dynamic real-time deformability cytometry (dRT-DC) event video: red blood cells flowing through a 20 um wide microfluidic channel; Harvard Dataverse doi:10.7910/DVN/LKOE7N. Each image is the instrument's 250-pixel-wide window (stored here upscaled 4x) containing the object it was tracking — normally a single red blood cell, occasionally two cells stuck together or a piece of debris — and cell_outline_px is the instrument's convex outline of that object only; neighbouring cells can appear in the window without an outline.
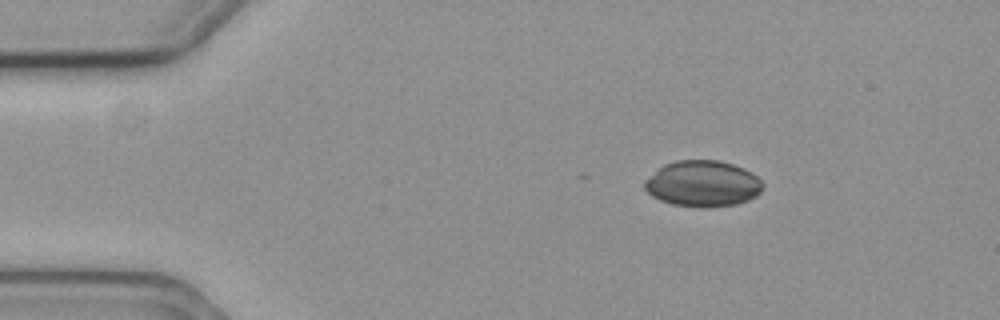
{"species": "common noctule bat (a hibernating species)", "species_latin": "Nyctalus noctula", "temperature_condition": "cold", "stored_images_in_passage": 4, "camera_frame_rate_fps": 3000, "um_per_image_px": 0.085, "animal": {"sex": "female", "body_mass_g": 19.3, "forearm_length_mm": 54.1}, "frame": {"image": 1, "passage_image": 2, "time_ms": 0.333, "image_size_px": [1000, 320], "cell_outline_px": [[764, 184], [760, 192], [756, 196], [748, 200], [736, 204], [708, 208], [700, 208], [672, 204], [660, 200], [652, 196], [644, 188], [644, 180], [664, 164], [676, 160], [720, 160], [744, 168], [756, 176]], "centroid_in_image_um": [59.73, 15.62], "position_along_channel_um": 25.3, "area_um2": 31.91}}